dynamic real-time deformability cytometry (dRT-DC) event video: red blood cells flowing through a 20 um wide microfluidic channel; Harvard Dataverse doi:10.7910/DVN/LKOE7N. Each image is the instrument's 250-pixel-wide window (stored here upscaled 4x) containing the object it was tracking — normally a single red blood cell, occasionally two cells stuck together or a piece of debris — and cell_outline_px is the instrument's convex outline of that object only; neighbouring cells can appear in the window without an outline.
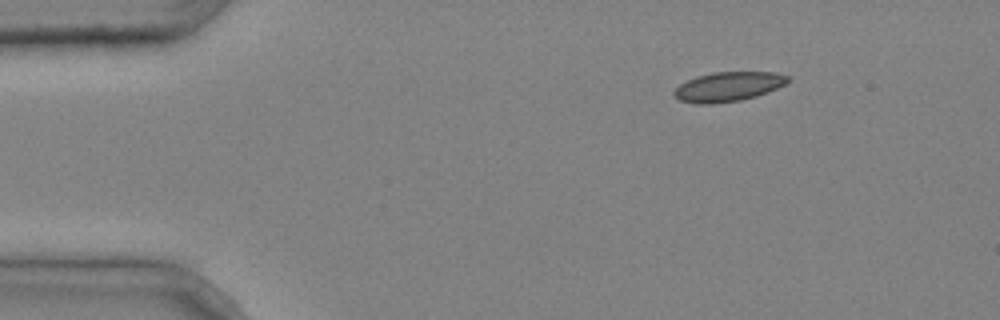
{"species": "common noctule bat (a hibernating species)", "species_latin": "Nyctalus noctula", "temperature_condition": "cold", "stored_images_in_passage": 3, "camera_frame_rate_fps": 3000, "um_per_image_px": 0.085, "animal": {"sex": "male", "body_mass_g": 20.4}, "frame": {"image": 1, "passage_image": 1, "time_ms": 0.0, "image_size_px": [1000, 320], "cell_outline_px": [[788, 80], [784, 84], [768, 92], [756, 96], [740, 100], [712, 104], [696, 104], [680, 100], [672, 92], [680, 84], [696, 76], [712, 72], [776, 72], [788, 76]], "centroid_in_image_um": [61.87, 7.36], "position_along_channel_um": 23.1, "area_um2": 19.42}}
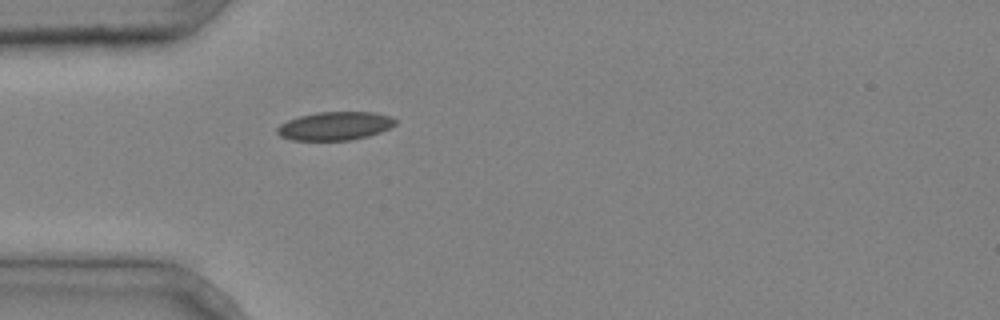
{"frame": {"image": 2, "passage_image": 3, "time_ms": 0.667, "image_size_px": [1000, 320], "cell_outline_px": [[396, 124], [380, 132], [368, 136], [352, 140], [292, 140], [280, 136], [276, 132], [276, 128], [280, 124], [288, 120], [300, 116], [316, 112], [376, 112], [392, 116], [396, 120]], "centroid_in_image_um": [28.48, 10.7], "position_along_channel_um": 56.5, "area_um2": 19.65}}